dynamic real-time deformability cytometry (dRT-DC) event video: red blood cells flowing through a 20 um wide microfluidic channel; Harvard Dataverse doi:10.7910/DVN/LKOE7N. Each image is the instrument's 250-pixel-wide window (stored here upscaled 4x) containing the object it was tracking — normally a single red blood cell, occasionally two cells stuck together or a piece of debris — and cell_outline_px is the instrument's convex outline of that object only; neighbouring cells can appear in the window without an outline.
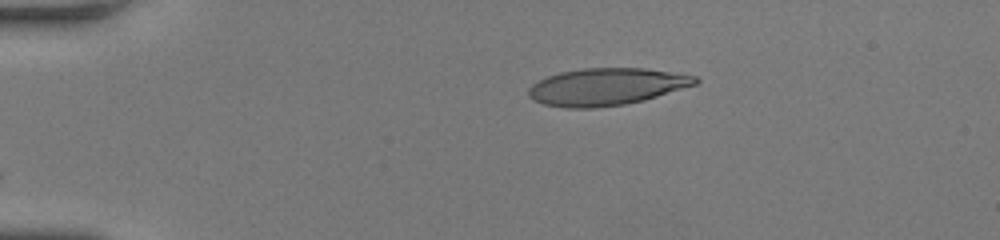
{"species": "human", "species_latin": "Homo sapiens", "temperature_condition": "room temperature", "stored_images_in_passage": 43, "camera_frame_rate_fps": 3000, "um_per_image_px": 0.085, "donor": {"sex": "female"}, "frame": {"image": 1, "passage_image": 1, "time_ms": 0.0, "image_size_px": [1000, 240], "cell_outline_px": [[700, 80], [696, 84], [644, 100], [624, 104], [596, 108], [564, 108], [544, 104], [532, 100], [528, 96], [528, 88], [532, 84], [548, 76], [560, 72], [584, 68], [644, 68], [696, 76]], "centroid_in_image_um": [51.51, 7.38], "position_along_channel_um": 33.5, "area_um2": 36.01}}
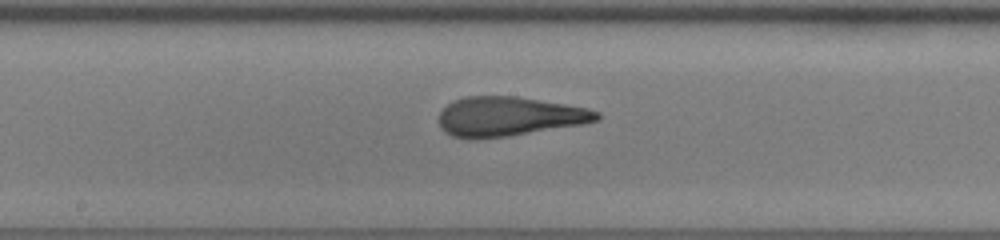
{"frame": {"image": 2, "passage_image": 19, "time_ms": 6.0, "image_size_px": [1000, 240], "cell_outline_px": [[600, 120], [584, 124], [508, 136], [472, 140], [468, 140], [452, 136], [444, 132], [440, 128], [436, 120], [440, 112], [452, 100], [464, 96], [516, 96], [588, 108], [600, 112]], "centroid_in_image_um": [43.21, 9.91], "position_along_channel_um": 205.0, "area_um2": 36.76}}
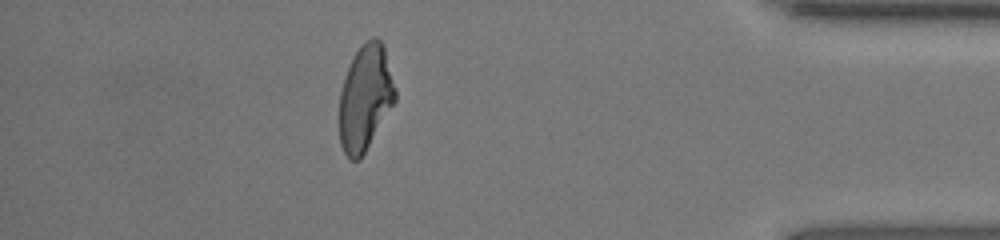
{"frame": {"image": 3, "passage_image": 37, "time_ms": 12.0, "image_size_px": [1000, 240], "cell_outline_px": [[396, 100], [360, 160], [352, 160], [344, 152], [340, 144], [340, 92], [344, 76], [356, 52], [372, 36], [376, 36], [380, 40], [384, 48], [396, 88]], "centroid_in_image_um": [31.05, 8.32], "position_along_channel_um": 404.1, "area_um2": 33.99}, "authors_computed_cell_mechanics": {"area_um2": 36.0672, "velocity_mm_per_s": 3.9356, "shape_relaxation_time_tau1_ms": 8.978, "shape_relaxation_time_tau2_ms": 0.9768, "deformation_change_tau1": 0.3095, "deformation_change_tau2": 0.0826}}